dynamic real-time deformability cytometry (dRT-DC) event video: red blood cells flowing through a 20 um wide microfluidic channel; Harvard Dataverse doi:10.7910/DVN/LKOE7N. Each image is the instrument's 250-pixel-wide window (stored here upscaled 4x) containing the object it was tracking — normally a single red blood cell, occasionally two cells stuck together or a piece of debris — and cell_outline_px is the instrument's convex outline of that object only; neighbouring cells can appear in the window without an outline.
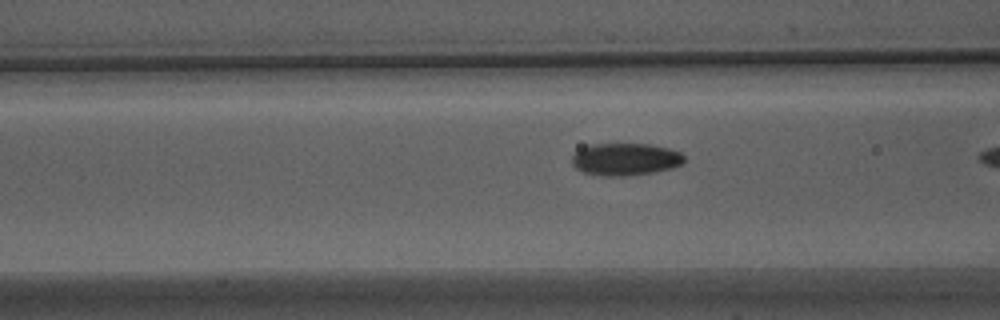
{"species": "Egyptian fruit bat (a non-hibernating species)", "species_latin": "Rousettus aegyptiacus", "temperature_condition": "warm", "stored_images_in_passage": 7, "camera_frame_rate_fps": 3000, "um_per_image_px": 0.085, "animal": {"sex": "male"}, "frame": {"image": 1, "passage_image": 6, "time_ms": 1.667, "image_size_px": [1000, 320], "cell_outline_px": [[684, 160], [680, 164], [672, 168], [652, 172], [624, 176], [600, 176], [584, 172], [576, 168], [572, 164], [572, 156], [580, 148], [592, 144], [648, 144], [668, 148], [680, 152], [684, 156]], "centroid_in_image_um": [53.13, 13.54], "position_along_channel_um": 113.5, "area_um2": 21.04}}